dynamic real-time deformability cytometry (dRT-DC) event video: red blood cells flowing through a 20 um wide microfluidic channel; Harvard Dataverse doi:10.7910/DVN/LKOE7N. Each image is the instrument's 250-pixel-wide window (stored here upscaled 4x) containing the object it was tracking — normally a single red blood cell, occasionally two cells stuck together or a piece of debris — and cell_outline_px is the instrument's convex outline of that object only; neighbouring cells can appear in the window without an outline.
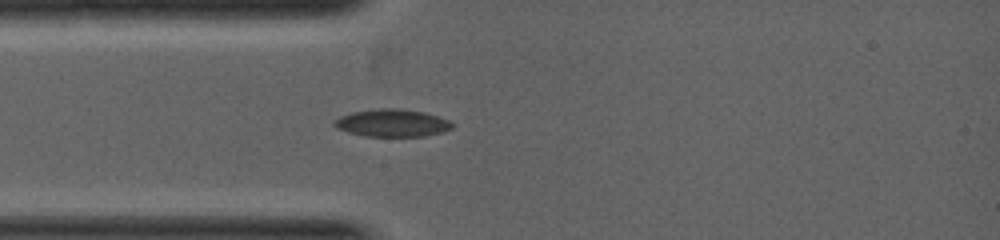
{"species": "common noctule bat (a hibernating species)", "species_latin": "Nyctalus noctula", "temperature_condition": "warm", "stored_images_in_passage": 1, "camera_frame_rate_fps": 5000, "um_per_image_px": 0.085, "animal": {"sex": "female", "body_mass_g": 19.0, "forearm_length_mm": 53.3}, "frame": {"image": 1, "passage_image": 1, "time_ms": 0.0, "image_size_px": [1000, 240], "cell_outline_px": [[456, 124], [452, 128], [440, 132], [420, 136], [364, 136], [348, 132], [336, 128], [332, 124], [340, 116], [352, 112], [372, 108], [400, 108], [424, 112], [448, 120]], "centroid_in_image_um": [33.3, 10.44], "position_along_channel_um": 51.7, "area_um2": 18.9}}